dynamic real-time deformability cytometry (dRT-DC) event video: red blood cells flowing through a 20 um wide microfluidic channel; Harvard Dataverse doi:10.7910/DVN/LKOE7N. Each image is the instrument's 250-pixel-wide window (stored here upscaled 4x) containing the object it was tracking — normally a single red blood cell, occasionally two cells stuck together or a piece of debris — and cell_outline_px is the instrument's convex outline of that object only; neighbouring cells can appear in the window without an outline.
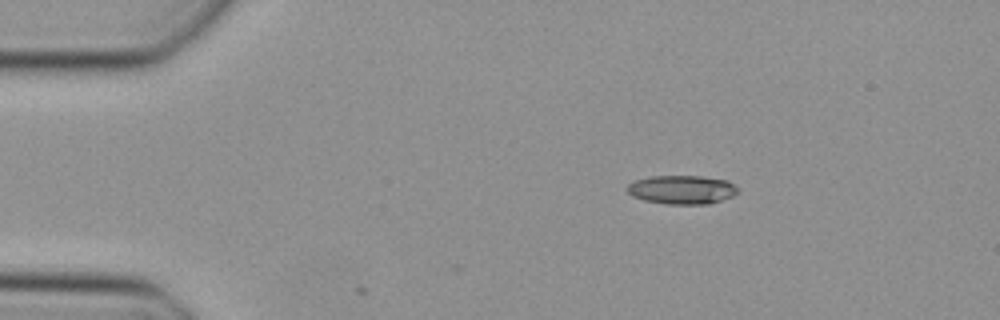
{"species": "Egyptian fruit bat (a non-hibernating species)", "species_latin": "Rousettus aegyptiacus", "temperature_condition": "cold", "stored_images_in_passage": 32, "camera_frame_rate_fps": 3000, "um_per_image_px": 0.085, "animal": {"sex": "female"}, "frame": {"image": 1, "passage_image": 1, "time_ms": 0.0, "image_size_px": [1000, 320], "cell_outline_px": [[740, 192], [732, 196], [708, 204], [664, 204], [644, 200], [632, 196], [628, 192], [628, 184], [632, 180], [652, 176], [700, 176], [728, 180]], "centroid_in_image_um": [57.94, 16.12], "position_along_channel_um": 27.1, "area_um2": 18.55}}
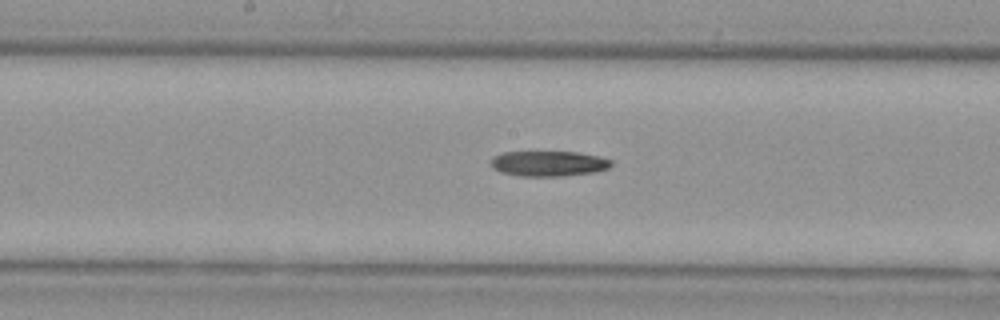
{"frame": {"image": 2, "passage_image": 18, "time_ms": 5.667, "image_size_px": [1000, 320], "cell_outline_px": [[612, 164], [608, 168], [596, 172], [564, 176], [520, 176], [500, 172], [492, 168], [488, 164], [492, 156], [504, 152], [580, 152], [600, 156], [612, 160]], "centroid_in_image_um": [46.6, 13.9], "position_along_channel_um": 201.6, "area_um2": 18.09}}
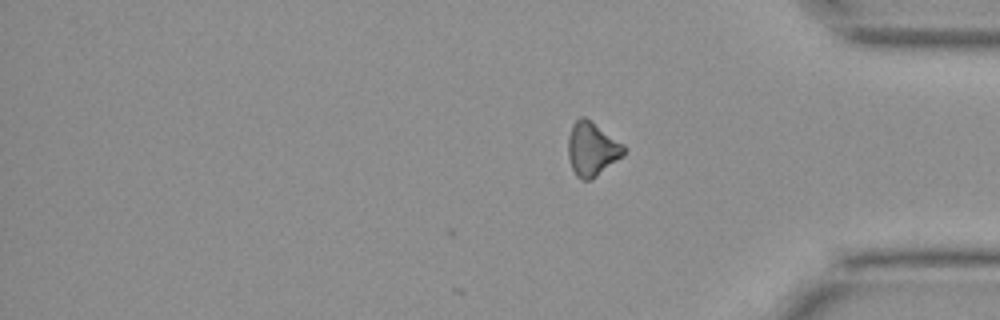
{"frame": {"image": 3, "passage_image": 32, "time_ms": 10.333, "image_size_px": [1000, 320], "cell_outline_px": [[624, 156], [592, 180], [580, 180], [576, 176], [572, 168], [568, 156], [568, 136], [572, 124], [580, 116], [584, 116], [624, 144]], "centroid_in_image_um": [50.31, 12.69], "position_along_channel_um": 384.9, "area_um2": 17.63}}